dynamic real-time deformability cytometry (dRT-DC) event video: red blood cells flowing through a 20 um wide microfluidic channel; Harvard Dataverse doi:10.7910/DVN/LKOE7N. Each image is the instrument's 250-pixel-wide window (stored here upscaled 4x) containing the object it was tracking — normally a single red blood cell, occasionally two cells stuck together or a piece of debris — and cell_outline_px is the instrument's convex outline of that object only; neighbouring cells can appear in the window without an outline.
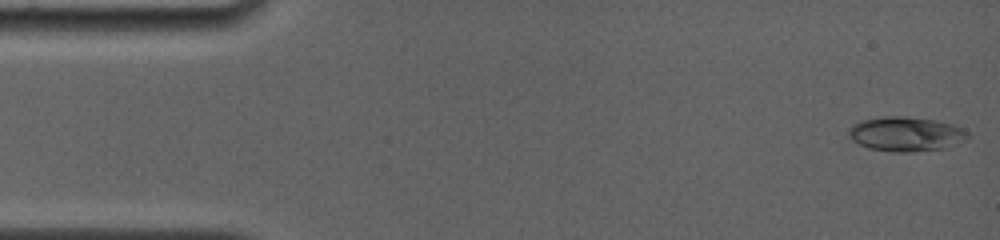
{"species": "common noctule bat (a hibernating species)", "species_latin": "Nyctalus noctula", "temperature_condition": "room temperature", "stored_images_in_passage": 58, "camera_frame_rate_fps": 4000, "um_per_image_px": 0.085, "animal": {"sex": "female", "body_mass_g": 19.0, "forearm_length_mm": 56.7}, "frame": {"image": 1, "passage_image": 1, "time_ms": 0.0, "image_size_px": [1000, 240], "cell_outline_px": [[968, 140], [944, 148], [912, 152], [892, 152], [868, 148], [852, 140], [848, 136], [848, 128], [852, 124], [860, 120], [884, 116], [904, 116], [932, 120], [952, 124], [964, 128], [968, 132]], "centroid_in_image_um": [76.98, 11.39], "position_along_channel_um": 8.0, "area_um2": 24.16}}
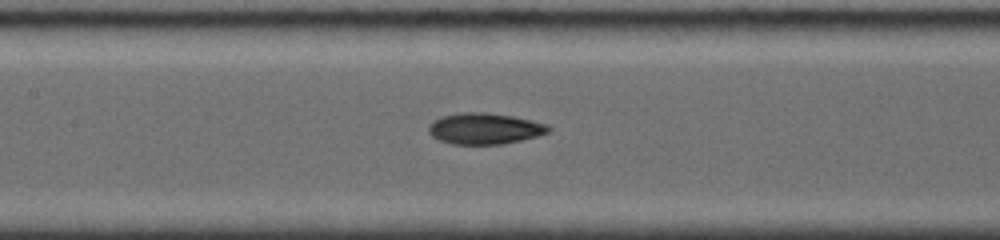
{"frame": {"image": 2, "passage_image": 26, "time_ms": 7.25, "image_size_px": [1000, 240], "cell_outline_px": [[552, 128], [548, 132], [536, 136], [504, 144], [452, 144], [440, 140], [432, 136], [428, 132], [428, 124], [432, 120], [440, 116], [460, 112], [484, 112], [512, 116], [548, 124]], "centroid_in_image_um": [41.15, 10.92], "position_along_channel_um": 166.2, "area_um2": 21.85}}
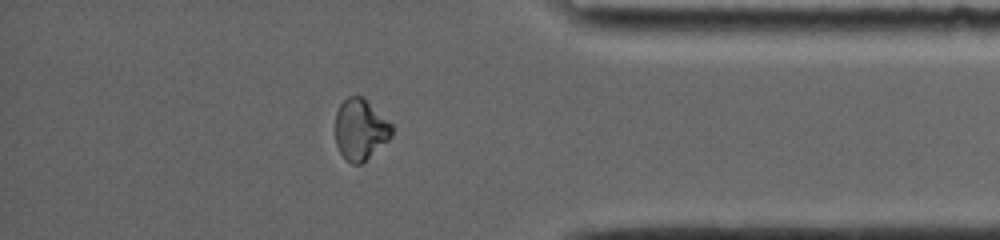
{"frame": {"image": 3, "passage_image": 49, "time_ms": 13.75, "image_size_px": [1000, 240], "cell_outline_px": [[392, 136], [388, 140], [360, 164], [352, 164], [340, 152], [336, 144], [336, 112], [340, 104], [348, 96], [364, 96], [392, 124]], "centroid_in_image_um": [30.64, 10.97], "position_along_channel_um": 404.6, "area_um2": 19.94}, "authors_computed_cell_mechanics": {"area_um2": 21.0103, "velocity_mm_per_s": 3.8187, "shape_relaxation_time_tau1_ms": null, "shape_relaxation_time_tau2_ms": 2.3789, "deformation_change_tau1": null, "deformation_change_tau2": 0.0451}}